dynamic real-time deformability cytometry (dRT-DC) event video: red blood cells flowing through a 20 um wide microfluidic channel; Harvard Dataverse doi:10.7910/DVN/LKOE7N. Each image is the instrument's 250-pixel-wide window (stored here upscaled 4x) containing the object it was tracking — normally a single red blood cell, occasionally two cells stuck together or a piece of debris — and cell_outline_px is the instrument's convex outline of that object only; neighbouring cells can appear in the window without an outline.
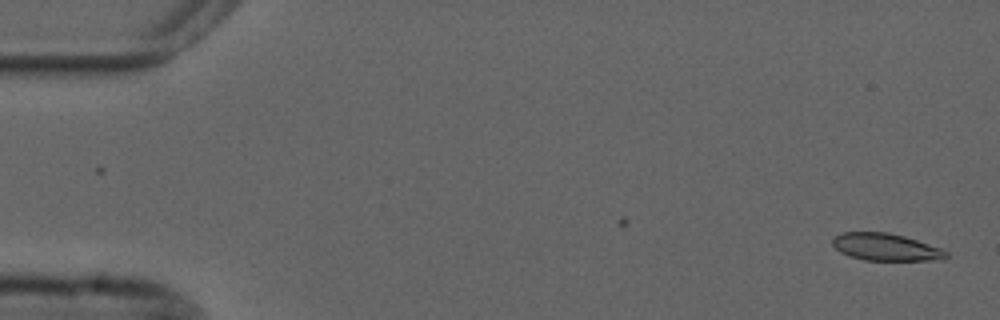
{"species": "common noctule bat (a hibernating species)", "species_latin": "Nyctalus noctula", "temperature_condition": "cold", "stored_images_in_passage": 44, "camera_frame_rate_fps": 3000, "um_per_image_px": 0.085, "animal": {"sex": "male", "forearm_length_mm": 52.5}, "frame": {"image": 1, "passage_image": 1, "time_ms": 0.0, "image_size_px": [1000, 320], "cell_outline_px": [[948, 256], [944, 260], [864, 260], [848, 256], [840, 252], [832, 244], [832, 236], [840, 232], [888, 232], [904, 236], [940, 248], [948, 252]], "centroid_in_image_um": [75.25, 21.0], "position_along_channel_um": 9.8, "area_um2": 18.15}}
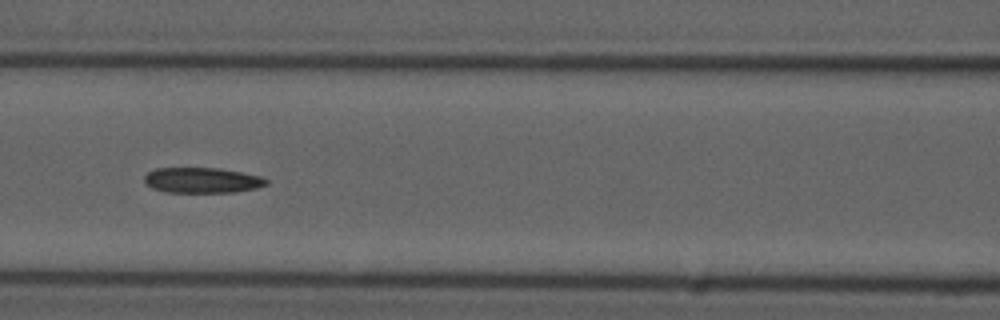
{"frame": {"image": 2, "passage_image": 23, "time_ms": 7.333, "image_size_px": [1000, 320], "cell_outline_px": [[268, 184], [256, 188], [236, 192], [164, 192], [152, 188], [144, 180], [144, 176], [148, 172], [156, 168], [216, 168], [240, 172], [260, 176], [268, 180]], "centroid_in_image_um": [17.17, 15.32], "position_along_channel_um": 149.4, "area_um2": 17.98}}
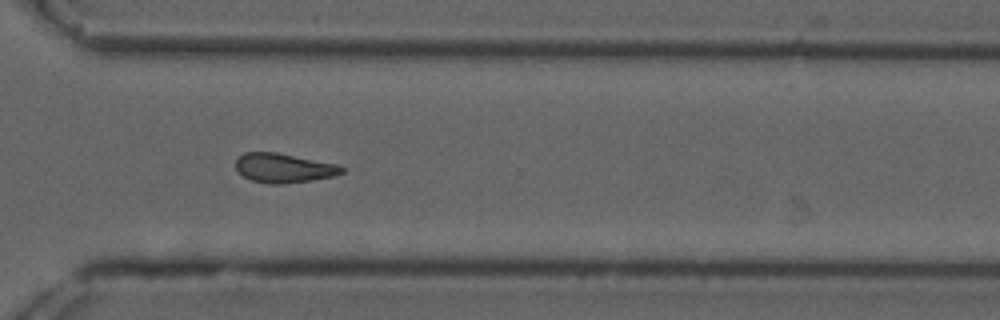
{"frame": {"image": 3, "passage_image": 39, "time_ms": 12.667, "image_size_px": [1000, 320], "cell_outline_px": [[344, 172], [336, 176], [312, 180], [284, 184], [268, 184], [252, 180], [236, 172], [236, 160], [244, 152], [276, 152], [336, 164], [344, 168]], "centroid_in_image_um": [24.11, 14.29], "position_along_channel_um": 346.5, "area_um2": 18.15}, "authors_computed_cell_mechanics": {"area_um2": 18.5538, "velocity_mm_per_s": 3.7032, "shape_relaxation_time_tau1_ms": null, "shape_relaxation_time_tau2_ms": 10.9714, "deformation_change_tau1": null, "deformation_change_tau2": 0.2046}}